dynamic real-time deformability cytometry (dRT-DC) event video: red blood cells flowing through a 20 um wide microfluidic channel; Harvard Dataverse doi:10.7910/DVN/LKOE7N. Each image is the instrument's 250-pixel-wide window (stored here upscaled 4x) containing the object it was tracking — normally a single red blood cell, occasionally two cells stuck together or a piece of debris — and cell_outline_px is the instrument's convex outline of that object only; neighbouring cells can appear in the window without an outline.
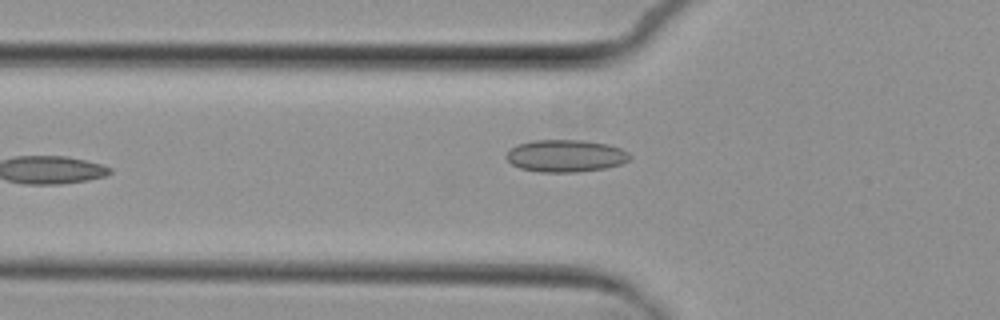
{"species": "common noctule bat (a hibernating species)", "species_latin": "Nyctalus noctula", "temperature_condition": "cold", "stored_images_in_passage": 6, "camera_frame_rate_fps": 3000, "um_per_image_px": 0.085, "animal": {"sex": "female", "body_mass_g": 29.2, "forearm_length_mm": 56.3}, "frame": {"image": 1, "passage_image": 6, "time_ms": 6.0, "image_size_px": [1000, 320], "cell_outline_px": [[632, 156], [628, 160], [620, 164], [604, 168], [576, 172], [540, 172], [520, 168], [512, 164], [504, 156], [516, 144], [532, 140], [580, 140], [608, 144], [620, 148], [628, 152]], "centroid_in_image_um": [48.06, 13.24], "position_along_channel_um": 77.7, "area_um2": 23.18}}